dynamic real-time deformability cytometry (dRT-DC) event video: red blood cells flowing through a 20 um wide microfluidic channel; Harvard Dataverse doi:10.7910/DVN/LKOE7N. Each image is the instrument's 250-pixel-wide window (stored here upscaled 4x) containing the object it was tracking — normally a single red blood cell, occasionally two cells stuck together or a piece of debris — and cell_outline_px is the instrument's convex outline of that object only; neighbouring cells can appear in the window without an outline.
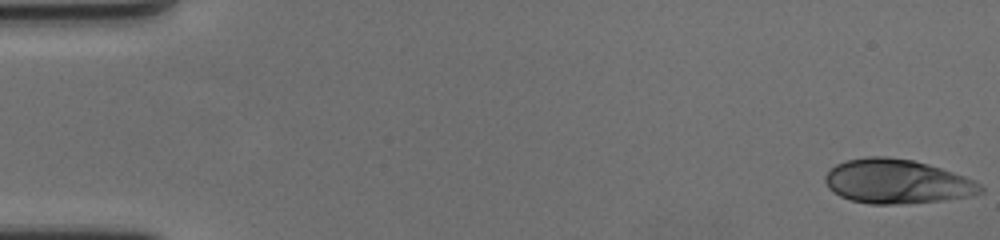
{"species": "human", "species_latin": "Homo sapiens", "temperature_condition": "cold", "stored_images_in_passage": 59, "camera_frame_rate_fps": 3000, "um_per_image_px": 0.085, "donor": {"sex": "female"}, "frame": {"image": 1, "passage_image": 1, "time_ms": 0.0, "image_size_px": [1000, 240], "cell_outline_px": [[984, 192], [972, 196], [944, 200], [900, 204], [872, 204], [852, 200], [840, 196], [828, 188], [824, 180], [824, 176], [836, 164], [848, 160], [868, 156], [888, 156], [912, 160], [928, 164], [964, 176], [980, 184], [984, 188]], "centroid_in_image_um": [76.25, 15.43], "position_along_channel_um": 8.8, "area_um2": 40.0}}
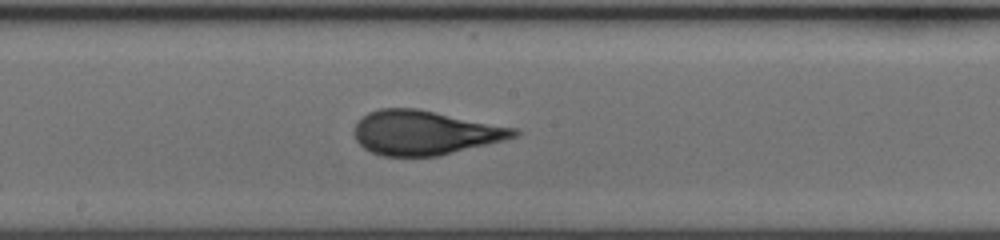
{"frame": {"image": 2, "passage_image": 32, "time_ms": 10.333, "image_size_px": [1000, 240], "cell_outline_px": [[520, 136], [440, 156], [384, 156], [372, 152], [364, 148], [356, 140], [352, 132], [356, 124], [368, 112], [380, 108], [416, 108], [516, 128], [520, 132]], "centroid_in_image_um": [36.11, 11.28], "position_along_channel_um": 212.1, "area_um2": 41.21}}
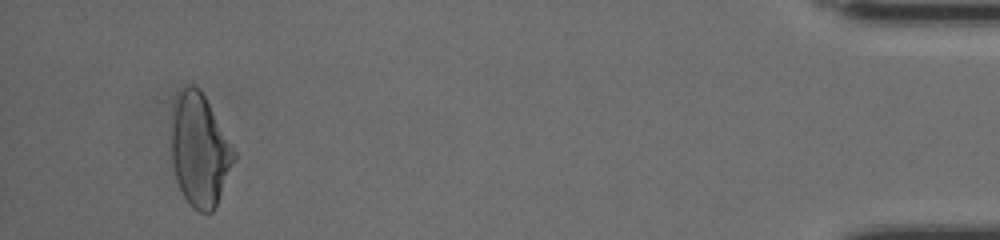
{"frame": {"image": 3, "passage_image": 56, "time_ms": 18.333, "image_size_px": [1000, 240], "cell_outline_px": [[236, 156], [216, 208], [212, 212], [200, 212], [192, 208], [184, 196], [176, 180], [172, 164], [172, 108], [176, 92], [184, 84], [192, 84], [200, 88], [232, 144], [236, 152]], "centroid_in_image_um": [16.96, 12.72], "position_along_channel_um": 418.2, "area_um2": 41.5}, "authors_computed_cell_mechanics": {"area_um2": 40.3444, "velocity_mm_per_s": 3.499, "shape_relaxation_time_tau1_ms": 6.7893, "shape_relaxation_time_tau2_ms": null, "deformation_change_tau1": 0.2126, "deformation_change_tau2": null}}